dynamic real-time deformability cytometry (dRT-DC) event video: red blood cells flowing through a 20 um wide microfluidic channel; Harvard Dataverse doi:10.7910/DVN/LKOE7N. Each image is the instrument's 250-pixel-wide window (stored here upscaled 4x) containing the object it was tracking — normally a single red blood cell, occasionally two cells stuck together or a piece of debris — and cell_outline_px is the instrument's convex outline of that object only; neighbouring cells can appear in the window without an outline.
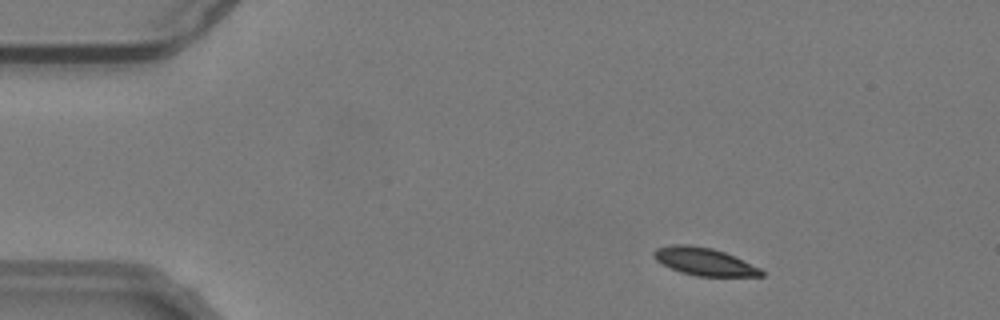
{"species": "common noctule bat (a hibernating species)", "species_latin": "Nyctalus noctula", "temperature_condition": "warm", "stored_images_in_passage": 51, "camera_frame_rate_fps": 3000, "um_per_image_px": 0.085, "animal": {"sex": "male", "body_mass_g": 19.2, "forearm_length_mm": 51.8}, "frame": {"image": 1, "passage_image": 5, "time_ms": 1.333, "image_size_px": [1000, 320], "cell_outline_px": [[764, 276], [696, 276], [680, 272], [656, 260], [652, 256], [652, 252], [656, 248], [672, 244], [688, 244], [712, 248], [724, 252], [760, 268], [764, 272]], "centroid_in_image_um": [59.83, 22.22], "position_along_channel_um": 25.2, "area_um2": 17.22}}
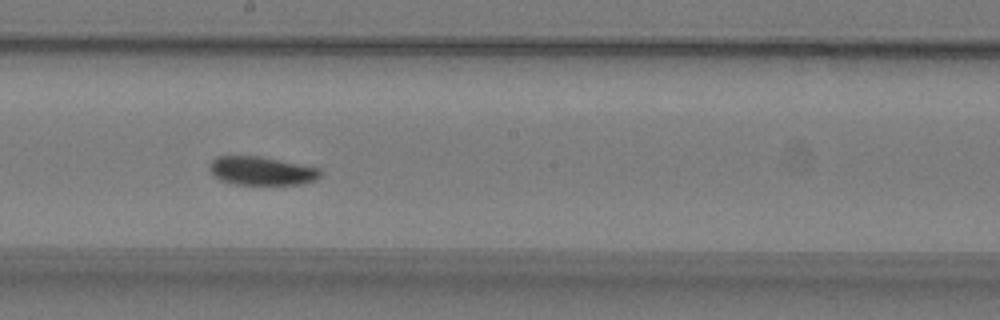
{"frame": {"image": 2, "passage_image": 27, "time_ms": 8.667, "image_size_px": [1000, 320], "cell_outline_px": [[320, 176], [316, 180], [300, 184], [236, 184], [220, 180], [212, 172], [212, 160], [216, 156], [256, 156], [320, 168]], "centroid_in_image_um": [22.26, 14.53], "position_along_channel_um": 225.9, "area_um2": 17.92}}
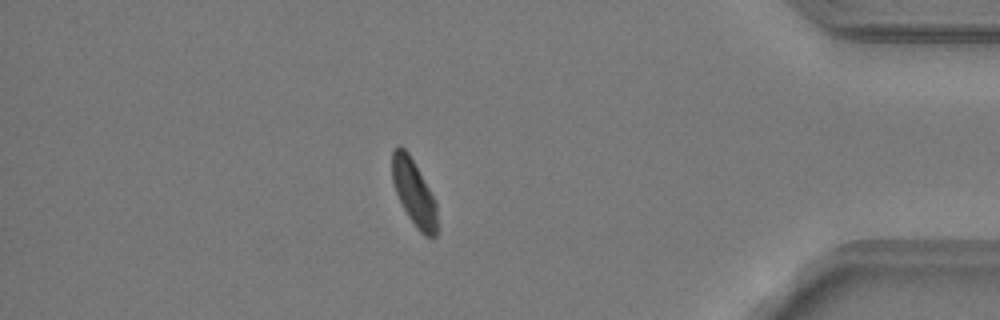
{"frame": {"image": 3, "passage_image": 44, "time_ms": 14.333, "image_size_px": [1000, 320], "cell_outline_px": [[436, 236], [424, 236], [416, 228], [408, 216], [396, 192], [392, 180], [392, 152], [396, 144], [400, 144], [408, 152], [436, 200]], "centroid_in_image_um": [35.17, 16.33], "position_along_channel_um": 400.0, "area_um2": 17.17}, "authors_computed_cell_mechanics": {"area_um2": 18.6694, "velocity_mm_per_s": 3.7652, "shape_relaxation_time_tau1_ms": null, "shape_relaxation_time_tau2_ms": 9.285, "deformation_change_tau1": null, "deformation_change_tau2": 0.1301}}